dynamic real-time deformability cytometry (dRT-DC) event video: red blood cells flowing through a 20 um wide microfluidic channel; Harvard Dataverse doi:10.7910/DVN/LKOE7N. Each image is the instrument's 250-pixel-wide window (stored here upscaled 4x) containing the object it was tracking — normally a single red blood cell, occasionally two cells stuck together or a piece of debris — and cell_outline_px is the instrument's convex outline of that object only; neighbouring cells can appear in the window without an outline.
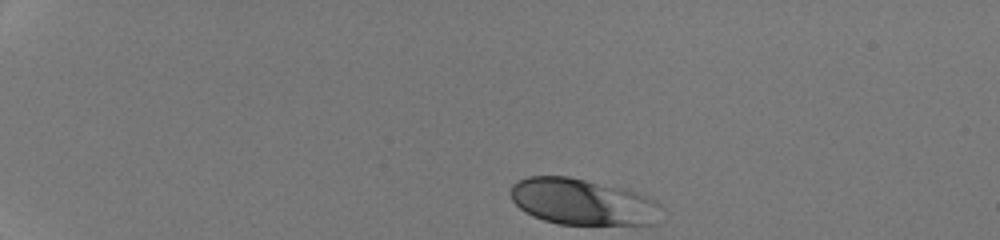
{"species": "human", "species_latin": "Homo sapiens", "temperature_condition": "room temperature", "stored_images_in_passage": 36, "camera_frame_rate_fps": 3000, "um_per_image_px": 0.085, "donor": {"sex": "male"}, "frame": {"image": 1, "passage_image": 1, "time_ms": 0.0, "image_size_px": [1000, 240], "cell_outline_px": [[664, 208], [656, 224], [560, 224], [544, 220], [532, 216], [524, 212], [512, 200], [512, 184], [528, 176], [568, 176], [624, 188], [636, 192], [656, 200]], "centroid_in_image_um": [49.56, 17.16], "position_along_channel_um": 35.4, "area_um2": 40.75}}
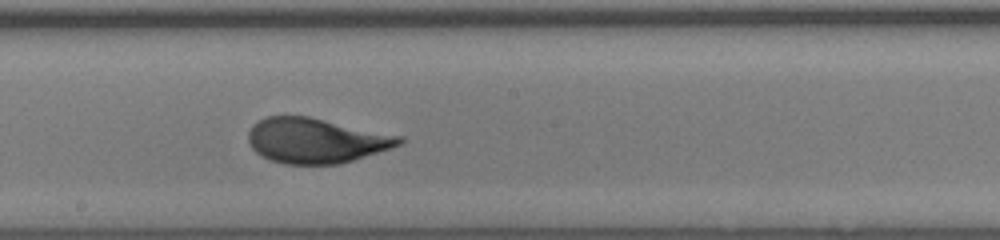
{"frame": {"image": 2, "passage_image": 21, "time_ms": 6.667, "image_size_px": [1000, 240], "cell_outline_px": [[404, 140], [400, 144], [392, 148], [340, 164], [284, 164], [268, 160], [260, 156], [252, 148], [248, 140], [248, 132], [252, 124], [268, 116], [308, 116], [404, 136]], "centroid_in_image_um": [26.85, 11.95], "position_along_channel_um": 221.3, "area_um2": 39.82}}
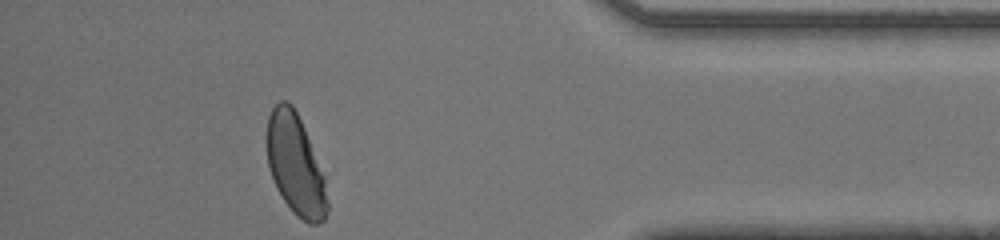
{"frame": {"image": 3, "passage_image": 36, "time_ms": 11.667, "image_size_px": [1000, 240], "cell_outline_px": [[328, 208], [324, 220], [316, 224], [308, 224], [296, 216], [292, 212], [276, 188], [268, 164], [264, 140], [264, 136], [268, 116], [272, 108], [280, 100], [288, 100], [292, 104], [304, 128], [324, 176], [328, 204]], "centroid_in_image_um": [25.07, 13.99], "position_along_channel_um": 410.1, "area_um2": 35.78}, "authors_computed_cell_mechanics": {"area_um2": 39.5641, "velocity_mm_per_s": 4.2953, "shape_relaxation_time_tau1_ms": 3.4623, "shape_relaxation_time_tau2_ms": null, "deformation_change_tau1": 0.1873, "deformation_change_tau2": null}}